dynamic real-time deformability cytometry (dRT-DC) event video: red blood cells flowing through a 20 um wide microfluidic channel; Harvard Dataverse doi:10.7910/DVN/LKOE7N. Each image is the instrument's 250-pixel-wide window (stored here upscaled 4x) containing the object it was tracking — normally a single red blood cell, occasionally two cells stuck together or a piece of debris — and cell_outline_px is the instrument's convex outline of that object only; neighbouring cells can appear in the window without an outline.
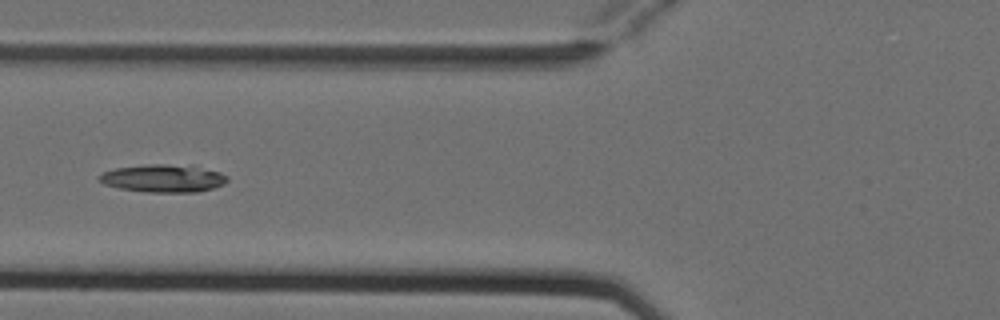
{"species": "Egyptian fruit bat (a non-hibernating species)", "species_latin": "Rousettus aegyptiacus", "temperature_condition": "cold", "stored_images_in_passage": 6, "camera_frame_rate_fps": 3000, "um_per_image_px": 0.085, "animal": {"sex": "female"}, "frame": {"image": 1, "passage_image": 6, "time_ms": 1.667, "image_size_px": [1000, 320], "cell_outline_px": [[228, 180], [224, 184], [212, 188], [196, 192], [144, 192], [120, 188], [104, 184], [96, 180], [96, 176], [104, 172], [116, 168], [148, 164], [192, 164], [220, 172], [228, 176]], "centroid_in_image_um": [13.89, 15.14], "position_along_channel_um": 111.9, "area_um2": 21.1}}